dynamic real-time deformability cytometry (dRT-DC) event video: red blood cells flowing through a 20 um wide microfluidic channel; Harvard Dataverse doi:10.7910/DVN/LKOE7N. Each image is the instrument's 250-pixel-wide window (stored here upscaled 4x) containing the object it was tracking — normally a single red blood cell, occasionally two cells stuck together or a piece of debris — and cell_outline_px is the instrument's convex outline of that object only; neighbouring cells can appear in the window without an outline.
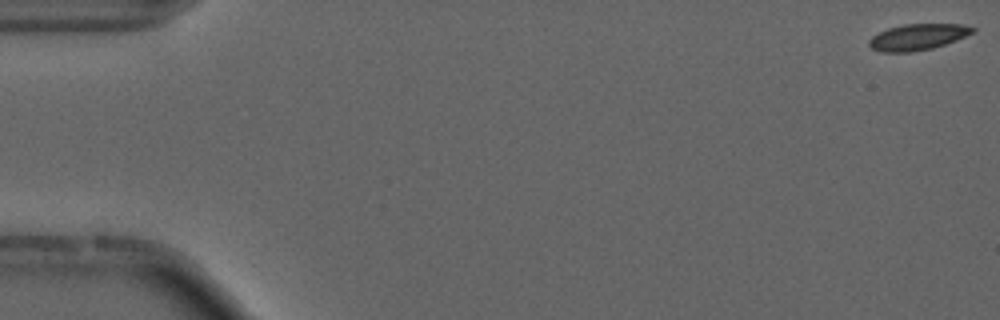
{"species": "common noctule bat (a hibernating species)", "species_latin": "Nyctalus noctula", "temperature_condition": "cold", "stored_images_in_passage": 55, "camera_frame_rate_fps": 3000, "um_per_image_px": 0.085, "animal": {"sex": "male", "forearm_length_mm": 52.5}, "frame": {"image": 1, "passage_image": 1, "time_ms": 0.0, "image_size_px": [1000, 320], "cell_outline_px": [[976, 32], [956, 40], [932, 48], [912, 52], [880, 52], [872, 48], [868, 44], [868, 40], [872, 36], [888, 28], [904, 24], [960, 24], [976, 28]], "centroid_in_image_um": [78.01, 3.14], "position_along_channel_um": 7.0, "area_um2": 15.78}}
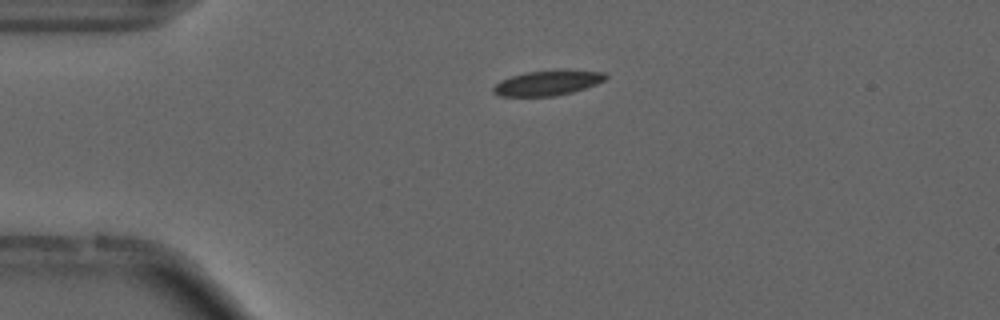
{"frame": {"image": 2, "passage_image": 13, "time_ms": 4.0, "image_size_px": [1000, 320], "cell_outline_px": [[608, 76], [604, 80], [596, 84], [572, 92], [556, 96], [500, 96], [492, 92], [492, 88], [500, 80], [512, 76], [528, 72], [560, 68], [564, 68], [604, 72]], "centroid_in_image_um": [46.57, 7.02], "position_along_channel_um": 38.4, "area_um2": 16.7}, "authors_computed_cell_mechanics": {"area_um2": 15.9528, "velocity_mm_per_s": 3.6988, "shape_relaxation_time_tau1_ms": 5.2054, "shape_relaxation_time_tau2_ms": 2.5716, "deformation_change_tau1": 0.1094, "deformation_change_tau2": 0.0646}}